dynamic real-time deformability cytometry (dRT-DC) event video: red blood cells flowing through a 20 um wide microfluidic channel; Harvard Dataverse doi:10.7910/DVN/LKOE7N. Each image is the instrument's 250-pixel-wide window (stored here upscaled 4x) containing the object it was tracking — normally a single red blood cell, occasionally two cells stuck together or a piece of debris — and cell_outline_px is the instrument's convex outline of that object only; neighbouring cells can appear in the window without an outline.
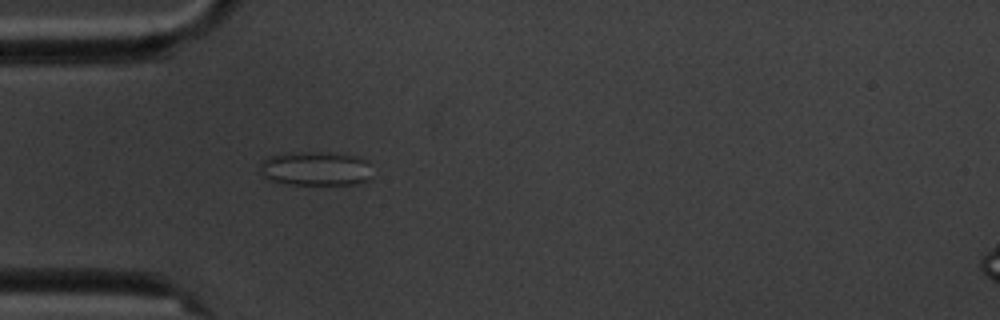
{"species": "common noctule bat (a hibernating species)", "species_latin": "Nyctalus noctula", "temperature_condition": "cold", "stored_images_in_passage": 5, "camera_frame_rate_fps": 3000, "um_per_image_px": 0.085, "animal": {"sex": "male", "body_mass_g": 20.1, "forearm_length_mm": 53.5}, "frame": {"image": 1, "passage_image": 5, "time_ms": 5.333, "image_size_px": [1000, 320], "cell_outline_px": [[372, 176], [368, 180], [356, 184], [288, 184], [272, 180], [264, 176], [260, 168], [260, 164], [268, 156], [288, 152], [328, 152], [356, 156], [368, 160]], "centroid_in_image_um": [26.86, 14.32], "position_along_channel_um": 58.1, "area_um2": 22.48}}